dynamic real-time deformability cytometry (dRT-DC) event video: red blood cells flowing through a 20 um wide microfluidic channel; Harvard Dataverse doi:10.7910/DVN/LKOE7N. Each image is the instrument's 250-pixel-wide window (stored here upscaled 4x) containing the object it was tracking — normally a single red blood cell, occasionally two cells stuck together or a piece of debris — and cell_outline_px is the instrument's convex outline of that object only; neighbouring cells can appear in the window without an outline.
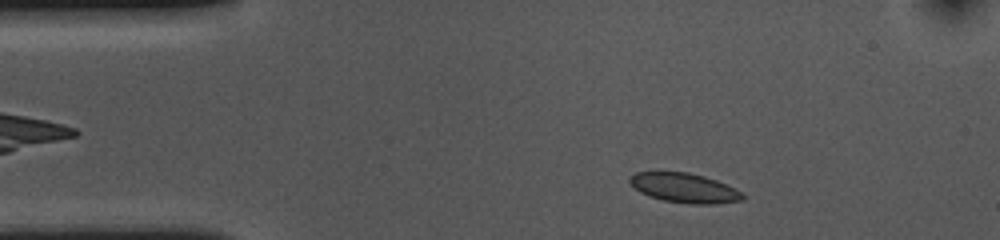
{"species": "common noctule bat (a hibernating species)", "species_latin": "Nyctalus noctula", "temperature_condition": "cold", "stored_images_in_passage": 50, "camera_frame_rate_fps": 3000, "um_per_image_px": 0.085, "animal": {"sex": "female", "body_mass_g": 10.0, "forearm_length_mm": 53.1}, "frame": {"image": 1, "passage_image": 4, "time_ms": 1.0, "image_size_px": [1000, 240], "cell_outline_px": [[748, 196], [744, 200], [716, 204], [692, 204], [664, 200], [648, 196], [640, 192], [628, 180], [628, 176], [636, 172], [688, 172], [704, 176], [716, 180]], "centroid_in_image_um": [58.17, 15.98], "position_along_channel_um": 26.8, "area_um2": 19.36}}
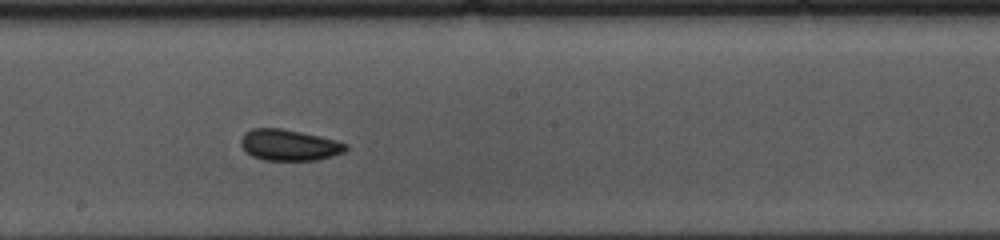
{"frame": {"image": 2, "passage_image": 24, "time_ms": 7.667, "image_size_px": [1000, 240], "cell_outline_px": [[348, 148], [344, 152], [332, 156], [316, 160], [264, 160], [252, 156], [240, 144], [240, 140], [244, 132], [252, 128], [280, 128], [300, 132], [336, 140], [348, 144]], "centroid_in_image_um": [24.57, 12.32], "position_along_channel_um": 223.6, "area_um2": 18.96}}
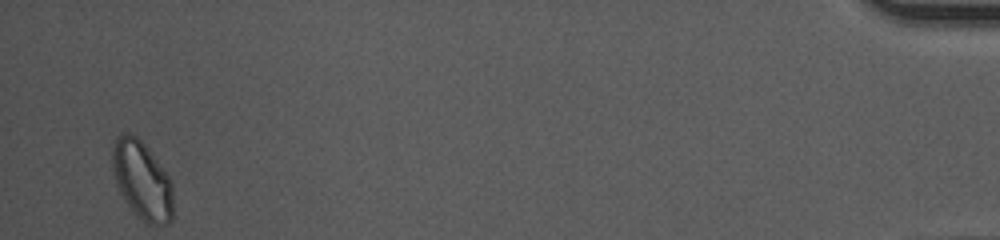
{"frame": {"image": 3, "passage_image": 48, "time_ms": 15.667, "image_size_px": [1000, 240], "cell_outline_px": [[172, 220], [168, 224], [148, 224], [128, 204], [120, 192], [116, 184], [112, 168], [112, 148], [116, 136], [124, 132], [128, 132], [136, 136], [144, 144], [168, 176], [172, 184]], "centroid_in_image_um": [12.05, 15.29], "position_along_channel_um": 423.1, "area_um2": 27.22}, "authors_computed_cell_mechanics": {"area_um2": 19.1607, "velocity_mm_per_s": 3.6126, "shape_relaxation_time_tau1_ms": 5.8967, "shape_relaxation_time_tau2_ms": 3.5982, "deformation_change_tau1": 0.0716, "deformation_change_tau2": 0.0524}}